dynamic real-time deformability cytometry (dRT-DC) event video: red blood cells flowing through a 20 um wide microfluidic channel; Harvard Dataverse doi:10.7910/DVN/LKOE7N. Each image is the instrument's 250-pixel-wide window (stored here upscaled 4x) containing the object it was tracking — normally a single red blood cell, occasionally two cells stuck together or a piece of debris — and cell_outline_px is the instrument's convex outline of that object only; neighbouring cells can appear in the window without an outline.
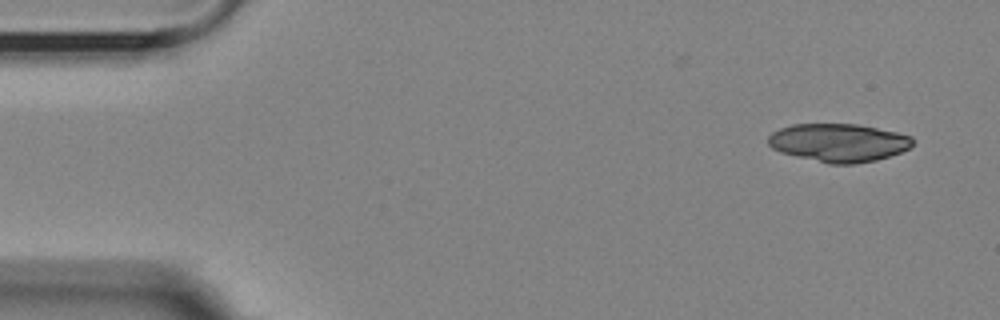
{"species": "Egyptian fruit bat (a non-hibernating species)", "species_latin": "Rousettus aegyptiacus", "temperature_condition": "room temperature", "stored_images_in_passage": 4, "camera_frame_rate_fps": 3000, "um_per_image_px": 0.085, "animal": {"sex": "female"}, "frame": {"image": 1, "passage_image": 1, "time_ms": 0.0, "image_size_px": [1000, 320], "cell_outline_px": [[912, 144], [908, 148], [900, 152], [876, 160], [852, 164], [828, 164], [780, 152], [772, 148], [768, 144], [768, 136], [772, 132], [780, 128], [792, 124], [856, 124], [896, 132], [912, 136]], "centroid_in_image_um": [71.24, 12.13], "position_along_channel_um": 13.8, "area_um2": 32.02}}